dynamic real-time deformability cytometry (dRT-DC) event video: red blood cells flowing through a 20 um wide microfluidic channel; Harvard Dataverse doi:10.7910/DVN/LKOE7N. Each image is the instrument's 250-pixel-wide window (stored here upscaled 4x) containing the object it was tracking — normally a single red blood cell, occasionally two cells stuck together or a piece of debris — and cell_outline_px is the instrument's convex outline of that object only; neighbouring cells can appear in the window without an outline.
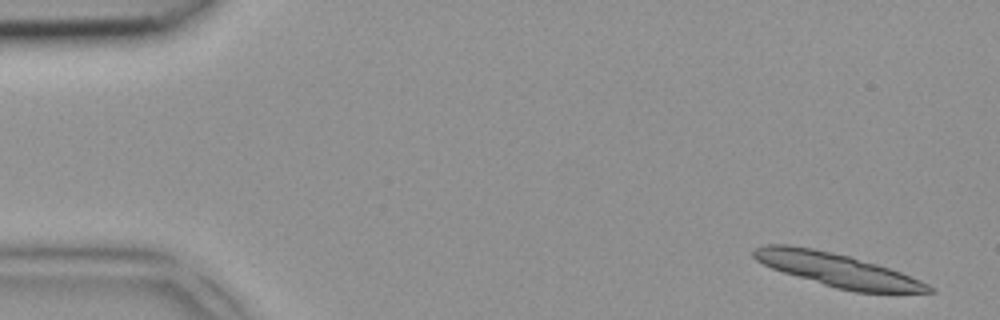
{"species": "common noctule bat (a hibernating species)", "species_latin": "Nyctalus noctula", "temperature_condition": "room temperature", "stored_images_in_passage": 5, "segment_of_instrument_passage": [1, 2], "camera_frame_rate_fps": 3000, "um_per_image_px": 0.085, "animal": {"sex": "female", "body_mass_g": 18.4}, "frame": {"image": 1, "passage_image": 1, "time_ms": 0.0, "image_size_px": [1000, 320], "cell_outline_px": [[936, 292], [856, 292], [836, 288], [784, 272], [772, 268], [756, 260], [752, 256], [752, 252], [756, 248], [764, 244], [788, 244], [812, 248], [832, 252], [848, 256], [876, 264], [900, 272], [920, 280], [936, 288]], "centroid_in_image_um": [71.16, 22.94], "position_along_channel_um": 13.8, "area_um2": 33.58}}